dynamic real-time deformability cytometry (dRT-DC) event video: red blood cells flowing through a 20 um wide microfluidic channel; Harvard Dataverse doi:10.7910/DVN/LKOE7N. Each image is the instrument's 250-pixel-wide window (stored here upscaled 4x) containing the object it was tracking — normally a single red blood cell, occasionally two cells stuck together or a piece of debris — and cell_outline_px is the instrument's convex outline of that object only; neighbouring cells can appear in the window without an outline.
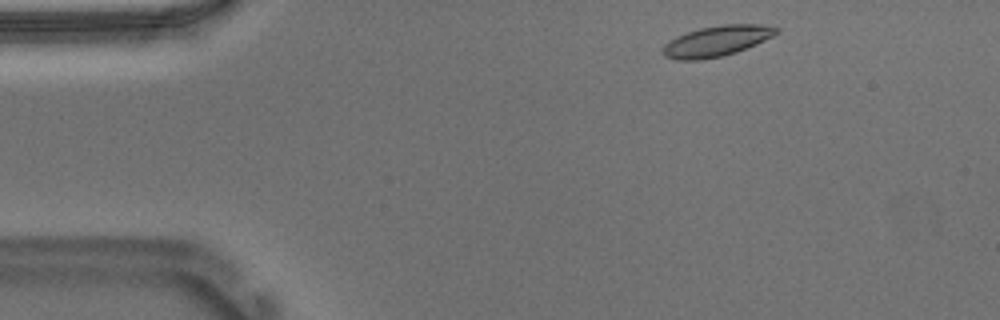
{"species": "Egyptian fruit bat (a non-hibernating species)", "species_latin": "Rousettus aegyptiacus", "temperature_condition": "warm", "stored_images_in_passage": 48, "camera_frame_rate_fps": 3000, "um_per_image_px": 0.085, "animal": {"sex": "male"}, "frame": {"image": 1, "passage_image": 2, "time_ms": 0.333, "image_size_px": [1000, 320], "cell_outline_px": [[780, 32], [756, 44], [736, 52], [720, 56], [700, 60], [676, 60], [664, 56], [664, 44], [668, 40], [676, 36], [700, 28], [720, 24], [760, 24], [780, 28]], "centroid_in_image_um": [60.92, 3.48], "position_along_channel_um": 24.1, "area_um2": 20.17}}
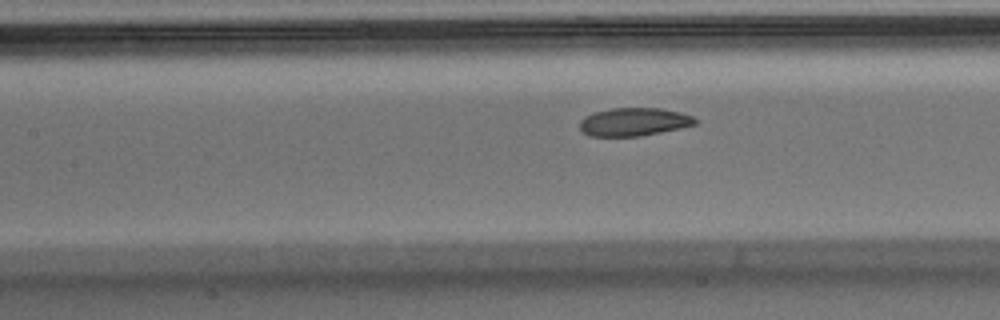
{"frame": {"image": 2, "passage_image": 18, "time_ms": 5.667, "image_size_px": [1000, 320], "cell_outline_px": [[700, 120], [696, 124], [680, 128], [640, 136], [588, 136], [580, 128], [580, 120], [584, 116], [592, 112], [612, 108], [660, 108], [680, 112], [692, 116]], "centroid_in_image_um": [53.88, 10.35], "position_along_channel_um": 153.5, "area_um2": 19.02}}
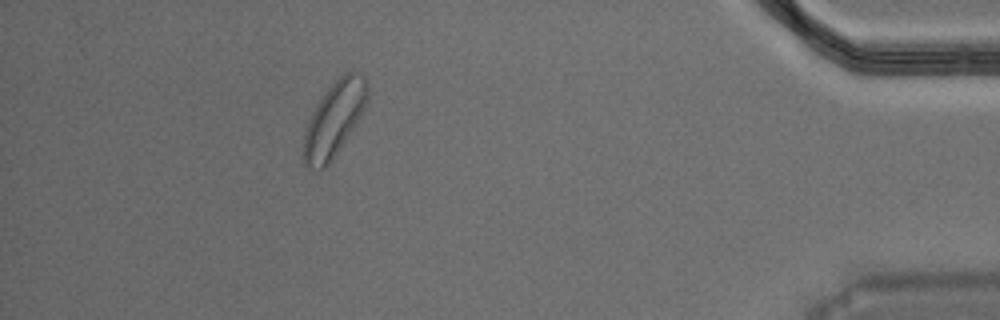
{"frame": {"image": 3, "passage_image": 43, "time_ms": 14.0, "image_size_px": [1000, 320], "cell_outline_px": [[368, 100], [356, 124], [332, 160], [324, 168], [320, 168], [304, 164], [304, 132], [308, 120], [316, 104], [328, 88], [344, 72], [356, 72], [364, 76], [368, 80]], "centroid_in_image_um": [28.43, 10.07], "position_along_channel_um": 406.8, "area_um2": 27.4}, "authors_computed_cell_mechanics": {"area_um2": 20.1433, "velocity_mm_per_s": 3.6832, "shape_relaxation_time_tau1_ms": 5.628, "shape_relaxation_time_tau2_ms": 6.8778, "deformation_change_tau1": 0.1209, "deformation_change_tau2": 0.0985}}